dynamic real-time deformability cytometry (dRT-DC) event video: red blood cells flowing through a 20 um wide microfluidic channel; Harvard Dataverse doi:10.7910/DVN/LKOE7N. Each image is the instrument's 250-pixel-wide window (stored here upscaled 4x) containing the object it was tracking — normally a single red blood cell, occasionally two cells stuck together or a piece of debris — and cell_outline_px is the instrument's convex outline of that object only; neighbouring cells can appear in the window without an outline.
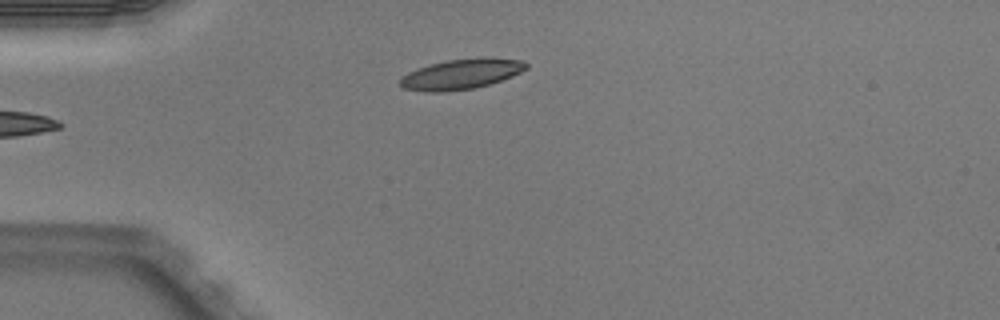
{"species": "Egyptian fruit bat (a non-hibernating species)", "species_latin": "Rousettus aegyptiacus", "temperature_condition": "warm", "stored_images_in_passage": 6, "camera_frame_rate_fps": 3000, "um_per_image_px": 0.085, "animal": {"sex": "male"}, "frame": {"image": 1, "passage_image": 6, "time_ms": 1.667, "image_size_px": [1000, 320], "cell_outline_px": [[528, 68], [512, 76], [488, 84], [472, 88], [440, 92], [424, 92], [404, 88], [396, 84], [408, 72], [432, 64], [448, 60], [520, 60], [528, 64]], "centroid_in_image_um": [39.11, 6.35], "position_along_channel_um": 45.9, "area_um2": 21.04}}